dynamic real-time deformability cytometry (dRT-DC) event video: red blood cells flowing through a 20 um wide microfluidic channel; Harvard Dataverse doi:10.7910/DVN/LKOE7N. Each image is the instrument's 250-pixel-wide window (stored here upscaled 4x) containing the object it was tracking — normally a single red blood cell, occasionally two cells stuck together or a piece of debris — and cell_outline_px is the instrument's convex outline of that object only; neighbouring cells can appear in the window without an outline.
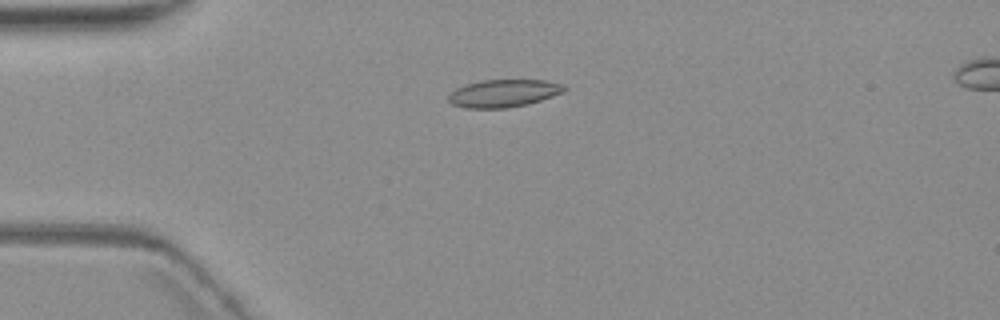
{"species": "common noctule bat (a hibernating species)", "species_latin": "Nyctalus noctula", "temperature_condition": "warm", "stored_images_in_passage": 6, "camera_frame_rate_fps": 3000, "um_per_image_px": 0.085, "animal": {"sex": "female", "body_mass_g": 19.3, "forearm_length_mm": 54.1}, "frame": {"image": 1, "passage_image": 4, "time_ms": 4.333, "image_size_px": [1000, 320], "cell_outline_px": [[568, 88], [564, 92], [528, 104], [508, 108], [464, 108], [452, 104], [448, 100], [448, 96], [456, 88], [464, 84], [480, 80], [544, 80], [564, 84]], "centroid_in_image_um": [42.81, 7.92], "position_along_channel_um": 42.2, "area_um2": 18.79}}
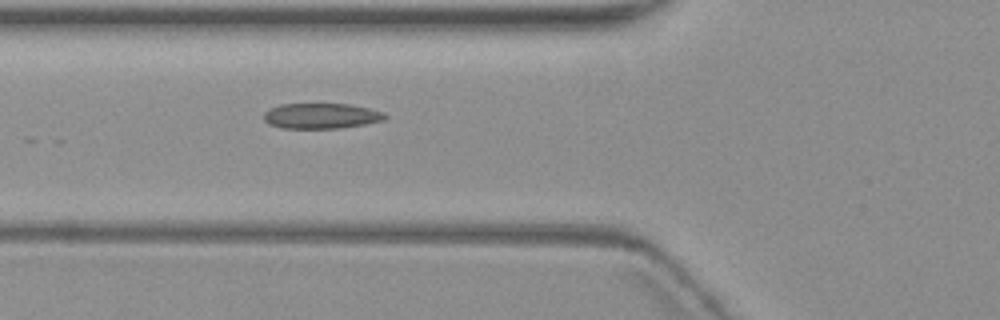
{"frame": {"image": 2, "passage_image": 6, "time_ms": 6.667, "image_size_px": [1000, 320], "cell_outline_px": [[388, 116], [384, 120], [364, 124], [340, 128], [280, 128], [268, 124], [264, 120], [264, 112], [268, 108], [280, 104], [348, 104], [368, 108], [384, 112]], "centroid_in_image_um": [27.27, 9.85], "position_along_channel_um": 98.5, "area_um2": 18.03}}